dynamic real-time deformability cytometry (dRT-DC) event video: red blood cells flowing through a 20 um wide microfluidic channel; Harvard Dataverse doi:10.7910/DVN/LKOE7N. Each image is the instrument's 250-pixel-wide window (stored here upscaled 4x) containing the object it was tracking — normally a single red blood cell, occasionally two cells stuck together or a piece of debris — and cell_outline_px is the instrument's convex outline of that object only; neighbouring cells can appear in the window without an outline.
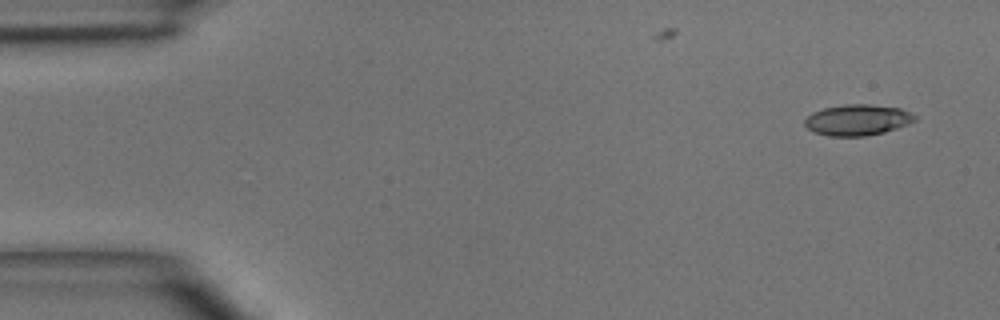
{"species": "common noctule bat (a hibernating species)", "species_latin": "Nyctalus noctula", "temperature_condition": "room temperature", "stored_images_in_passage": 3, "camera_frame_rate_fps": 3000, "um_per_image_px": 0.085, "animal": {"sex": "male", "body_mass_g": 15.6}, "frame": {"image": 1, "passage_image": 1, "time_ms": 0.0, "image_size_px": [1000, 320], "cell_outline_px": [[916, 120], [908, 124], [884, 132], [864, 136], [828, 136], [812, 132], [804, 124], [804, 120], [812, 112], [824, 108], [844, 104], [872, 104], [900, 108], [912, 112], [916, 116]], "centroid_in_image_um": [72.88, 10.19], "position_along_channel_um": 12.1, "area_um2": 20.0}}
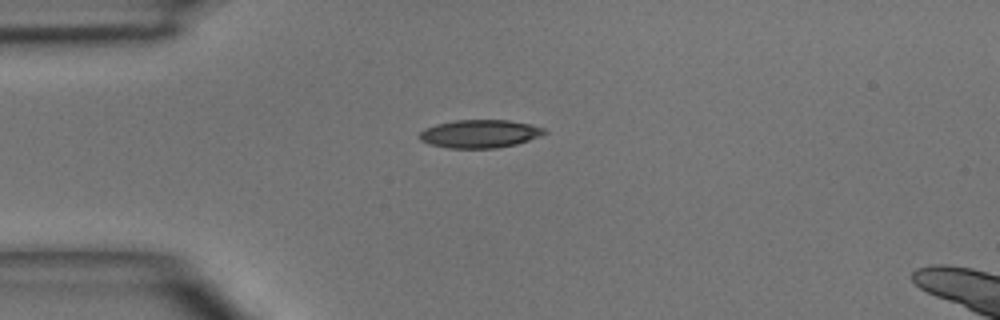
{"frame": {"image": 2, "passage_image": 3, "time_ms": 3.0, "image_size_px": [1000, 320], "cell_outline_px": [[548, 132], [540, 136], [516, 144], [496, 148], [448, 148], [428, 144], [420, 140], [420, 132], [424, 128], [436, 124], [456, 120], [508, 120], [532, 124], [544, 128]], "centroid_in_image_um": [40.78, 11.37], "position_along_channel_um": 44.2, "area_um2": 20.52}}